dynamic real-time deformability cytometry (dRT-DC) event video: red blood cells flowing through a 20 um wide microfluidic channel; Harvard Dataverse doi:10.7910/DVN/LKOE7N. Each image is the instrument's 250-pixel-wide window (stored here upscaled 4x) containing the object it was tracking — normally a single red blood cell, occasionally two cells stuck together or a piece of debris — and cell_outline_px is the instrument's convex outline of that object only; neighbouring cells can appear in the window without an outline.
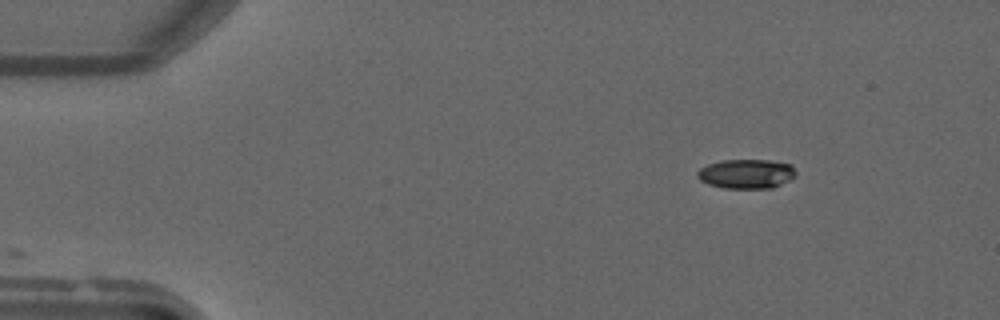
{"species": "common noctule bat (a hibernating species)", "species_latin": "Nyctalus noctula", "temperature_condition": "warm", "stored_images_in_passage": 20, "camera_frame_rate_fps": 3000, "um_per_image_px": 0.085, "animal": {"sex": "male", "forearm_length_mm": 52.5}, "frame": {"image": 1, "passage_image": 1, "time_ms": 0.0, "image_size_px": [1000, 320], "cell_outline_px": [[796, 176], [772, 188], [724, 188], [708, 184], [700, 180], [696, 176], [696, 172], [700, 168], [708, 164], [724, 160], [768, 160], [792, 164], [796, 172]], "centroid_in_image_um": [63.43, 14.77], "position_along_channel_um": 21.6, "area_um2": 16.88}}
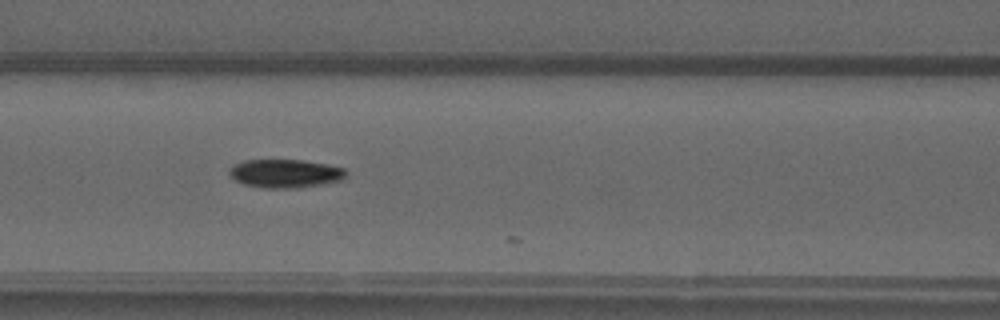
{"frame": {"image": 2, "passage_image": 16, "time_ms": 5.0, "image_size_px": [1000, 320], "cell_outline_px": [[348, 172], [340, 180], [324, 184], [300, 188], [264, 188], [244, 184], [236, 180], [228, 172], [232, 164], [244, 160], [300, 160], [324, 164], [344, 168]], "centroid_in_image_um": [24.22, 14.75], "position_along_channel_um": 142.4, "area_um2": 19.31}}
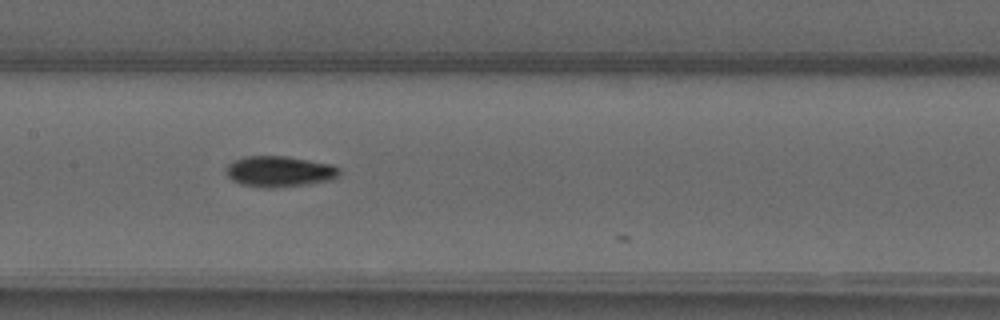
{"frame": {"image": 3, "passage_image": 19, "time_ms": 6.0, "image_size_px": [1000, 320], "cell_outline_px": [[340, 176], [332, 180], [308, 184], [276, 188], [260, 188], [240, 184], [232, 180], [228, 176], [228, 164], [232, 160], [244, 156], [288, 156], [332, 164], [340, 168]], "centroid_in_image_um": [23.78, 14.58], "position_along_channel_um": 183.6, "area_um2": 20.69}}